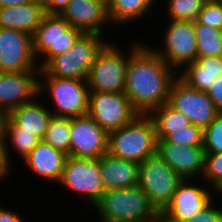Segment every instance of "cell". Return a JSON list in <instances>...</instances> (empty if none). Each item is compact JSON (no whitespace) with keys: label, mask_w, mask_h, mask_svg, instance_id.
<instances>
[{"label":"cell","mask_w":222,"mask_h":222,"mask_svg":"<svg viewBox=\"0 0 222 222\" xmlns=\"http://www.w3.org/2000/svg\"><path fill=\"white\" fill-rule=\"evenodd\" d=\"M205 153H222V113L203 129Z\"/></svg>","instance_id":"32"},{"label":"cell","mask_w":222,"mask_h":222,"mask_svg":"<svg viewBox=\"0 0 222 222\" xmlns=\"http://www.w3.org/2000/svg\"><path fill=\"white\" fill-rule=\"evenodd\" d=\"M157 142H170L183 146H203V129L193 124L168 134Z\"/></svg>","instance_id":"30"},{"label":"cell","mask_w":222,"mask_h":222,"mask_svg":"<svg viewBox=\"0 0 222 222\" xmlns=\"http://www.w3.org/2000/svg\"><path fill=\"white\" fill-rule=\"evenodd\" d=\"M155 125L148 114H138L130 123L108 133V153L140 164L157 154Z\"/></svg>","instance_id":"3"},{"label":"cell","mask_w":222,"mask_h":222,"mask_svg":"<svg viewBox=\"0 0 222 222\" xmlns=\"http://www.w3.org/2000/svg\"><path fill=\"white\" fill-rule=\"evenodd\" d=\"M45 15V6L41 0H32L20 6L2 7L0 8V27L33 35Z\"/></svg>","instance_id":"21"},{"label":"cell","mask_w":222,"mask_h":222,"mask_svg":"<svg viewBox=\"0 0 222 222\" xmlns=\"http://www.w3.org/2000/svg\"><path fill=\"white\" fill-rule=\"evenodd\" d=\"M206 0H168L169 21H195Z\"/></svg>","instance_id":"29"},{"label":"cell","mask_w":222,"mask_h":222,"mask_svg":"<svg viewBox=\"0 0 222 222\" xmlns=\"http://www.w3.org/2000/svg\"><path fill=\"white\" fill-rule=\"evenodd\" d=\"M45 6L46 14H61L70 0H41Z\"/></svg>","instance_id":"36"},{"label":"cell","mask_w":222,"mask_h":222,"mask_svg":"<svg viewBox=\"0 0 222 222\" xmlns=\"http://www.w3.org/2000/svg\"><path fill=\"white\" fill-rule=\"evenodd\" d=\"M194 179H184L173 194L171 202L160 213L163 222H185L202 212L214 200L210 188L195 184ZM193 183V184H192Z\"/></svg>","instance_id":"14"},{"label":"cell","mask_w":222,"mask_h":222,"mask_svg":"<svg viewBox=\"0 0 222 222\" xmlns=\"http://www.w3.org/2000/svg\"><path fill=\"white\" fill-rule=\"evenodd\" d=\"M217 194L220 193L222 196V187L216 192Z\"/></svg>","instance_id":"42"},{"label":"cell","mask_w":222,"mask_h":222,"mask_svg":"<svg viewBox=\"0 0 222 222\" xmlns=\"http://www.w3.org/2000/svg\"><path fill=\"white\" fill-rule=\"evenodd\" d=\"M139 164L106 153L100 157V175L103 186L122 189L138 185Z\"/></svg>","instance_id":"22"},{"label":"cell","mask_w":222,"mask_h":222,"mask_svg":"<svg viewBox=\"0 0 222 222\" xmlns=\"http://www.w3.org/2000/svg\"><path fill=\"white\" fill-rule=\"evenodd\" d=\"M201 180H204V184L206 181L216 192L222 187V153H205Z\"/></svg>","instance_id":"31"},{"label":"cell","mask_w":222,"mask_h":222,"mask_svg":"<svg viewBox=\"0 0 222 222\" xmlns=\"http://www.w3.org/2000/svg\"><path fill=\"white\" fill-rule=\"evenodd\" d=\"M214 201L202 212L185 222H222V208L217 207Z\"/></svg>","instance_id":"34"},{"label":"cell","mask_w":222,"mask_h":222,"mask_svg":"<svg viewBox=\"0 0 222 222\" xmlns=\"http://www.w3.org/2000/svg\"><path fill=\"white\" fill-rule=\"evenodd\" d=\"M108 153V133L88 114L70 118V157L99 159Z\"/></svg>","instance_id":"15"},{"label":"cell","mask_w":222,"mask_h":222,"mask_svg":"<svg viewBox=\"0 0 222 222\" xmlns=\"http://www.w3.org/2000/svg\"><path fill=\"white\" fill-rule=\"evenodd\" d=\"M37 98L30 103L13 109L6 115L3 128H21V131L32 132L42 140L53 114L48 106L46 107L44 103H40L39 95Z\"/></svg>","instance_id":"20"},{"label":"cell","mask_w":222,"mask_h":222,"mask_svg":"<svg viewBox=\"0 0 222 222\" xmlns=\"http://www.w3.org/2000/svg\"><path fill=\"white\" fill-rule=\"evenodd\" d=\"M148 115L154 122L157 139H164L168 134L192 124L183 113L168 103L153 109Z\"/></svg>","instance_id":"25"},{"label":"cell","mask_w":222,"mask_h":222,"mask_svg":"<svg viewBox=\"0 0 222 222\" xmlns=\"http://www.w3.org/2000/svg\"><path fill=\"white\" fill-rule=\"evenodd\" d=\"M156 1L158 0H110L107 10L112 26L130 25L134 20H141L153 10L152 6H155Z\"/></svg>","instance_id":"24"},{"label":"cell","mask_w":222,"mask_h":222,"mask_svg":"<svg viewBox=\"0 0 222 222\" xmlns=\"http://www.w3.org/2000/svg\"><path fill=\"white\" fill-rule=\"evenodd\" d=\"M32 0H0V8L6 6H20Z\"/></svg>","instance_id":"39"},{"label":"cell","mask_w":222,"mask_h":222,"mask_svg":"<svg viewBox=\"0 0 222 222\" xmlns=\"http://www.w3.org/2000/svg\"><path fill=\"white\" fill-rule=\"evenodd\" d=\"M163 33L164 49L154 51L177 73L197 59V41L193 21H169ZM177 68V69H176Z\"/></svg>","instance_id":"9"},{"label":"cell","mask_w":222,"mask_h":222,"mask_svg":"<svg viewBox=\"0 0 222 222\" xmlns=\"http://www.w3.org/2000/svg\"><path fill=\"white\" fill-rule=\"evenodd\" d=\"M87 114L110 133L130 123L139 113L124 92H90Z\"/></svg>","instance_id":"10"},{"label":"cell","mask_w":222,"mask_h":222,"mask_svg":"<svg viewBox=\"0 0 222 222\" xmlns=\"http://www.w3.org/2000/svg\"><path fill=\"white\" fill-rule=\"evenodd\" d=\"M197 41V57L222 56V30L194 21Z\"/></svg>","instance_id":"27"},{"label":"cell","mask_w":222,"mask_h":222,"mask_svg":"<svg viewBox=\"0 0 222 222\" xmlns=\"http://www.w3.org/2000/svg\"><path fill=\"white\" fill-rule=\"evenodd\" d=\"M40 70L33 52L32 35L0 27V72Z\"/></svg>","instance_id":"13"},{"label":"cell","mask_w":222,"mask_h":222,"mask_svg":"<svg viewBox=\"0 0 222 222\" xmlns=\"http://www.w3.org/2000/svg\"><path fill=\"white\" fill-rule=\"evenodd\" d=\"M157 154L183 179H199L203 175L205 163L203 146L181 147L170 142H157Z\"/></svg>","instance_id":"17"},{"label":"cell","mask_w":222,"mask_h":222,"mask_svg":"<svg viewBox=\"0 0 222 222\" xmlns=\"http://www.w3.org/2000/svg\"><path fill=\"white\" fill-rule=\"evenodd\" d=\"M10 170L12 171V168L7 164L4 155L3 141L2 138H0V184L11 174Z\"/></svg>","instance_id":"37"},{"label":"cell","mask_w":222,"mask_h":222,"mask_svg":"<svg viewBox=\"0 0 222 222\" xmlns=\"http://www.w3.org/2000/svg\"><path fill=\"white\" fill-rule=\"evenodd\" d=\"M46 77V78H45ZM43 78V79H40ZM39 78V96L48 92L51 98L53 116L78 117L88 112L89 89L86 80L41 76ZM47 82V83H45Z\"/></svg>","instance_id":"6"},{"label":"cell","mask_w":222,"mask_h":222,"mask_svg":"<svg viewBox=\"0 0 222 222\" xmlns=\"http://www.w3.org/2000/svg\"><path fill=\"white\" fill-rule=\"evenodd\" d=\"M59 183L81 194L92 206H95L106 192L101 181L100 158L85 159L68 156Z\"/></svg>","instance_id":"11"},{"label":"cell","mask_w":222,"mask_h":222,"mask_svg":"<svg viewBox=\"0 0 222 222\" xmlns=\"http://www.w3.org/2000/svg\"><path fill=\"white\" fill-rule=\"evenodd\" d=\"M168 104L202 129L219 115L206 92L190 87L178 76L171 84Z\"/></svg>","instance_id":"12"},{"label":"cell","mask_w":222,"mask_h":222,"mask_svg":"<svg viewBox=\"0 0 222 222\" xmlns=\"http://www.w3.org/2000/svg\"><path fill=\"white\" fill-rule=\"evenodd\" d=\"M82 34L61 15L46 14L32 35L34 55L43 61L38 63L39 68L42 69L53 57L66 52Z\"/></svg>","instance_id":"7"},{"label":"cell","mask_w":222,"mask_h":222,"mask_svg":"<svg viewBox=\"0 0 222 222\" xmlns=\"http://www.w3.org/2000/svg\"><path fill=\"white\" fill-rule=\"evenodd\" d=\"M177 71L167 65L151 46L141 43L129 56L124 93L139 114L168 103Z\"/></svg>","instance_id":"1"},{"label":"cell","mask_w":222,"mask_h":222,"mask_svg":"<svg viewBox=\"0 0 222 222\" xmlns=\"http://www.w3.org/2000/svg\"><path fill=\"white\" fill-rule=\"evenodd\" d=\"M39 71L0 72V111L8 115L38 97Z\"/></svg>","instance_id":"16"},{"label":"cell","mask_w":222,"mask_h":222,"mask_svg":"<svg viewBox=\"0 0 222 222\" xmlns=\"http://www.w3.org/2000/svg\"><path fill=\"white\" fill-rule=\"evenodd\" d=\"M6 115L0 111V138H2L3 134V125H4V120H5Z\"/></svg>","instance_id":"40"},{"label":"cell","mask_w":222,"mask_h":222,"mask_svg":"<svg viewBox=\"0 0 222 222\" xmlns=\"http://www.w3.org/2000/svg\"><path fill=\"white\" fill-rule=\"evenodd\" d=\"M42 140L70 156V118L52 116Z\"/></svg>","instance_id":"28"},{"label":"cell","mask_w":222,"mask_h":222,"mask_svg":"<svg viewBox=\"0 0 222 222\" xmlns=\"http://www.w3.org/2000/svg\"><path fill=\"white\" fill-rule=\"evenodd\" d=\"M0 222H24L16 211L0 206Z\"/></svg>","instance_id":"38"},{"label":"cell","mask_w":222,"mask_h":222,"mask_svg":"<svg viewBox=\"0 0 222 222\" xmlns=\"http://www.w3.org/2000/svg\"><path fill=\"white\" fill-rule=\"evenodd\" d=\"M138 186L161 213L171 202L178 185L184 180L158 154L139 164Z\"/></svg>","instance_id":"8"},{"label":"cell","mask_w":222,"mask_h":222,"mask_svg":"<svg viewBox=\"0 0 222 222\" xmlns=\"http://www.w3.org/2000/svg\"><path fill=\"white\" fill-rule=\"evenodd\" d=\"M68 154L41 140L23 159L24 165L43 180L59 182Z\"/></svg>","instance_id":"19"},{"label":"cell","mask_w":222,"mask_h":222,"mask_svg":"<svg viewBox=\"0 0 222 222\" xmlns=\"http://www.w3.org/2000/svg\"><path fill=\"white\" fill-rule=\"evenodd\" d=\"M140 44L133 43L130 52L124 54L118 45L108 42L88 71L86 83L89 92H124L129 56Z\"/></svg>","instance_id":"5"},{"label":"cell","mask_w":222,"mask_h":222,"mask_svg":"<svg viewBox=\"0 0 222 222\" xmlns=\"http://www.w3.org/2000/svg\"><path fill=\"white\" fill-rule=\"evenodd\" d=\"M197 21L211 28L222 30V0H206Z\"/></svg>","instance_id":"33"},{"label":"cell","mask_w":222,"mask_h":222,"mask_svg":"<svg viewBox=\"0 0 222 222\" xmlns=\"http://www.w3.org/2000/svg\"><path fill=\"white\" fill-rule=\"evenodd\" d=\"M102 36L96 33H83L71 48L53 57L40 69L39 77L55 76L86 80L97 55L109 42L105 41Z\"/></svg>","instance_id":"4"},{"label":"cell","mask_w":222,"mask_h":222,"mask_svg":"<svg viewBox=\"0 0 222 222\" xmlns=\"http://www.w3.org/2000/svg\"><path fill=\"white\" fill-rule=\"evenodd\" d=\"M182 70L177 73L182 81L196 90L207 92L215 79L222 76V56L197 57Z\"/></svg>","instance_id":"23"},{"label":"cell","mask_w":222,"mask_h":222,"mask_svg":"<svg viewBox=\"0 0 222 222\" xmlns=\"http://www.w3.org/2000/svg\"><path fill=\"white\" fill-rule=\"evenodd\" d=\"M60 15L83 33L104 35L103 27L111 26L107 5L100 0H70Z\"/></svg>","instance_id":"18"},{"label":"cell","mask_w":222,"mask_h":222,"mask_svg":"<svg viewBox=\"0 0 222 222\" xmlns=\"http://www.w3.org/2000/svg\"><path fill=\"white\" fill-rule=\"evenodd\" d=\"M102 2H104L106 5H108V3L110 2V0H100Z\"/></svg>","instance_id":"41"},{"label":"cell","mask_w":222,"mask_h":222,"mask_svg":"<svg viewBox=\"0 0 222 222\" xmlns=\"http://www.w3.org/2000/svg\"><path fill=\"white\" fill-rule=\"evenodd\" d=\"M206 93L212 100L217 111L222 113V76L215 79Z\"/></svg>","instance_id":"35"},{"label":"cell","mask_w":222,"mask_h":222,"mask_svg":"<svg viewBox=\"0 0 222 222\" xmlns=\"http://www.w3.org/2000/svg\"><path fill=\"white\" fill-rule=\"evenodd\" d=\"M8 139L11 142H8ZM4 155L7 164L13 168L10 160V147L9 143L13 146L12 149L16 153L20 154V157L24 159L41 141L34 133L28 131H21V128H3L2 134ZM9 148V149H8Z\"/></svg>","instance_id":"26"},{"label":"cell","mask_w":222,"mask_h":222,"mask_svg":"<svg viewBox=\"0 0 222 222\" xmlns=\"http://www.w3.org/2000/svg\"><path fill=\"white\" fill-rule=\"evenodd\" d=\"M98 222H158L160 213L138 186L108 189L95 204Z\"/></svg>","instance_id":"2"}]
</instances>
